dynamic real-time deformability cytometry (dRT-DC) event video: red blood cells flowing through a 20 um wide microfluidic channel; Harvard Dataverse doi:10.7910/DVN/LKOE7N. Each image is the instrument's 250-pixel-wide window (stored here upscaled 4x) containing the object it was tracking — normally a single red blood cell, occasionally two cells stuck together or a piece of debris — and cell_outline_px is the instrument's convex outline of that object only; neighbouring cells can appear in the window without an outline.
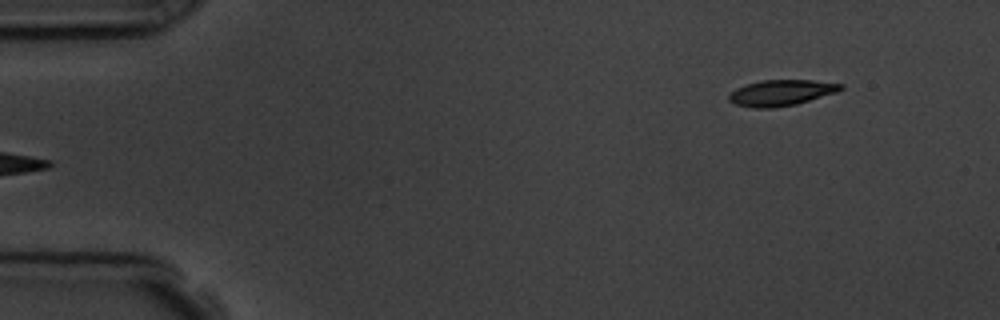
{"species": "common noctule bat (a hibernating species)", "species_latin": "Nyctalus noctula", "temperature_condition": "room temperature", "stored_images_in_passage": 5, "segment_of_instrument_passage": [2, 2], "camera_frame_rate_fps": 3000, "um_per_image_px": 0.085, "animal": {"sex": "male", "body_mass_g": 19.5, "forearm_length_mm": 54.6}, "frame": {"image": 1, "passage_image": 5, "time_ms": 5.333, "image_size_px": [1000, 320], "cell_outline_px": [[844, 88], [836, 92], [796, 104], [772, 108], [752, 108], [736, 104], [728, 100], [728, 96], [736, 88], [760, 80], [812, 80], [844, 84]], "centroid_in_image_um": [66.4, 7.88], "position_along_channel_um": 18.6, "area_um2": 16.76}}